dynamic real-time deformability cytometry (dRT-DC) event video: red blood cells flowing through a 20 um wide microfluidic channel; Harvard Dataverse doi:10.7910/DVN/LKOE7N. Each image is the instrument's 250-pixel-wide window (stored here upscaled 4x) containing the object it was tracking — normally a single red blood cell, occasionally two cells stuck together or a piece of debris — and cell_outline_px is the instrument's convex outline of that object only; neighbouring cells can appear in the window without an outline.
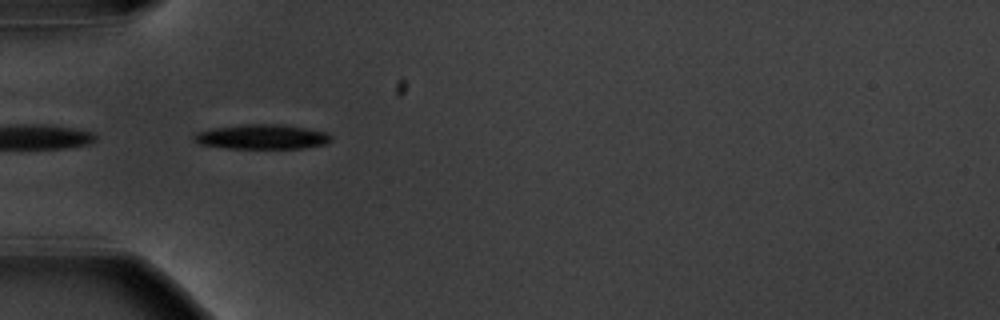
{"species": "common noctule bat (a hibernating species)", "species_latin": "Nyctalus noctula", "temperature_condition": "warm", "stored_images_in_passage": 6, "camera_frame_rate_fps": 3000, "um_per_image_px": 0.085, "animal": {"sex": "male", "body_mass_g": 20.1, "forearm_length_mm": 53.5}, "frame": {"image": 1, "passage_image": 1, "time_ms": 0.0, "image_size_px": [1000, 320], "cell_outline_px": [[332, 140], [324, 144], [304, 148], [228, 148], [200, 144], [192, 140], [192, 136], [196, 132], [212, 128], [244, 124], [280, 124], [304, 128], [324, 132], [332, 136]], "centroid_in_image_um": [22.22, 11.62], "position_along_channel_um": 62.8, "area_um2": 19.65}}